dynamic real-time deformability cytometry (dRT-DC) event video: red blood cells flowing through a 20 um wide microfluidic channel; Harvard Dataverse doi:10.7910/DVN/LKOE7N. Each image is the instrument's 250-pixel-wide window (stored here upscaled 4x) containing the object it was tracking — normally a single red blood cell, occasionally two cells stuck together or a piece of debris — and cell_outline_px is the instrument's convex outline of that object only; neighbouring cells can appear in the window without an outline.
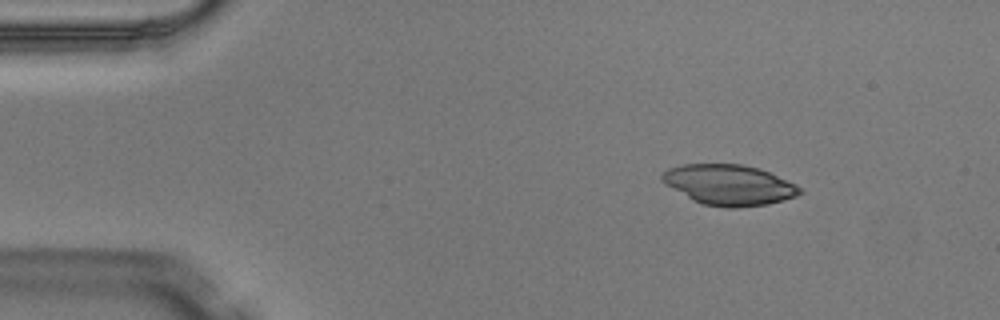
{"species": "Egyptian fruit bat (a non-hibernating species)", "species_latin": "Rousettus aegyptiacus", "temperature_condition": "warm", "stored_images_in_passage": 5, "camera_frame_rate_fps": 3000, "um_per_image_px": 0.085, "animal": {"sex": "male"}, "frame": {"image": 1, "passage_image": 2, "time_ms": 0.333, "image_size_px": [1000, 320], "cell_outline_px": [[804, 192], [796, 196], [784, 200], [768, 204], [736, 208], [728, 208], [704, 204], [692, 200], [664, 184], [660, 180], [660, 176], [668, 168], [680, 164], [740, 164], [760, 168], [796, 184]], "centroid_in_image_um": [61.95, 15.71], "position_along_channel_um": 23.0, "area_um2": 32.66}}